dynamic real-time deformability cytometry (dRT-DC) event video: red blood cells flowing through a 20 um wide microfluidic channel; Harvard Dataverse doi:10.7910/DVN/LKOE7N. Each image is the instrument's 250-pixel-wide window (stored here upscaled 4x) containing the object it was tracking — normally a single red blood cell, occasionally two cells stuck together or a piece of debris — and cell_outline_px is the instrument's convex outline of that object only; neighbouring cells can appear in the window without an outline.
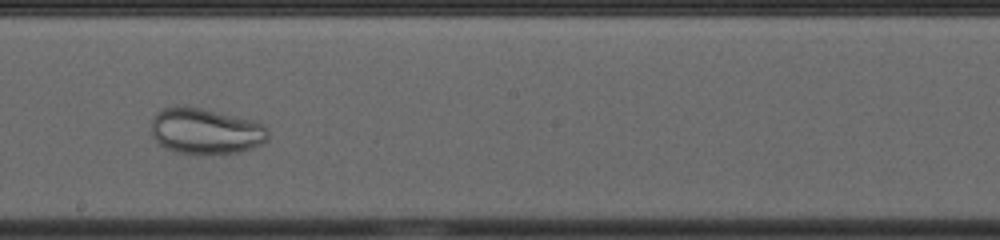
{"species": "common noctule bat (a hibernating species)", "species_latin": "Nyctalus noctula", "temperature_condition": "cold", "stored_images_in_passage": 50, "camera_frame_rate_fps": 3000, "um_per_image_px": 0.085, "animal": {"sex": "female", "body_mass_g": 23.0, "forearm_length_mm": 53.4}, "frame": {"image": 1, "passage_image": 26, "time_ms": 8.333, "image_size_px": [1000, 240], "cell_outline_px": [[268, 140], [252, 148], [236, 152], [196, 156], [176, 152], [164, 148], [152, 136], [152, 120], [156, 112], [160, 108], [176, 104], [200, 108], [256, 120], [264, 124], [268, 128]], "centroid_in_image_um": [17.46, 11.14], "position_along_channel_um": 230.7, "area_um2": 32.08}}
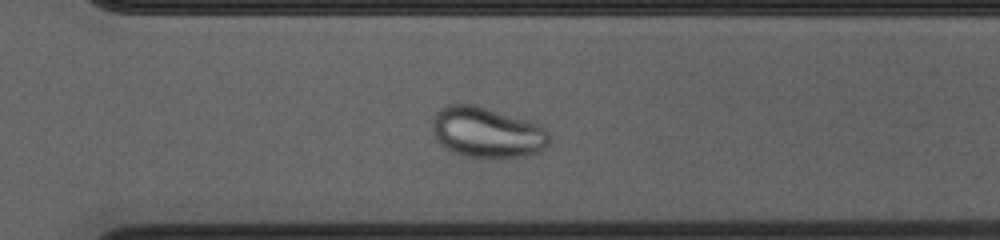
{"frame": {"image": 2, "passage_image": 34, "time_ms": 11.0, "image_size_px": [1000, 240], "cell_outline_px": [[548, 144], [540, 152], [524, 156], [464, 156], [452, 152], [440, 144], [436, 140], [432, 128], [432, 120], [436, 112], [440, 108], [448, 104], [476, 104], [532, 120], [540, 124], [548, 132]], "centroid_in_image_um": [41.39, 11.21], "position_along_channel_um": 329.2, "area_um2": 34.68}}
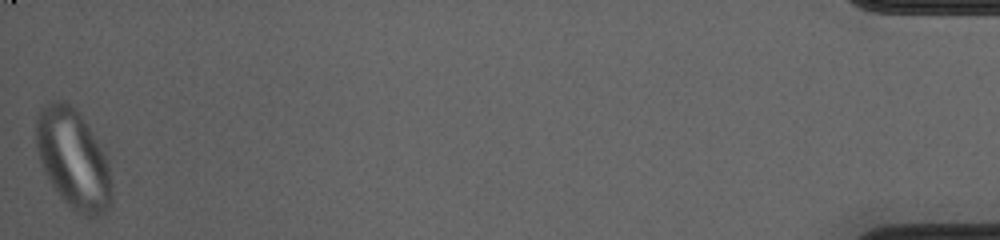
{"frame": {"image": 3, "passage_image": 50, "time_ms": 16.333, "image_size_px": [1000, 240], "cell_outline_px": [[112, 204], [100, 216], [84, 216], [72, 208], [60, 196], [48, 180], [44, 172], [36, 148], [36, 116], [40, 108], [52, 100], [64, 100], [76, 108], [80, 112], [104, 148], [108, 156], [112, 184]], "centroid_in_image_um": [6.25, 13.48], "position_along_channel_um": 428.9, "area_um2": 44.74}}